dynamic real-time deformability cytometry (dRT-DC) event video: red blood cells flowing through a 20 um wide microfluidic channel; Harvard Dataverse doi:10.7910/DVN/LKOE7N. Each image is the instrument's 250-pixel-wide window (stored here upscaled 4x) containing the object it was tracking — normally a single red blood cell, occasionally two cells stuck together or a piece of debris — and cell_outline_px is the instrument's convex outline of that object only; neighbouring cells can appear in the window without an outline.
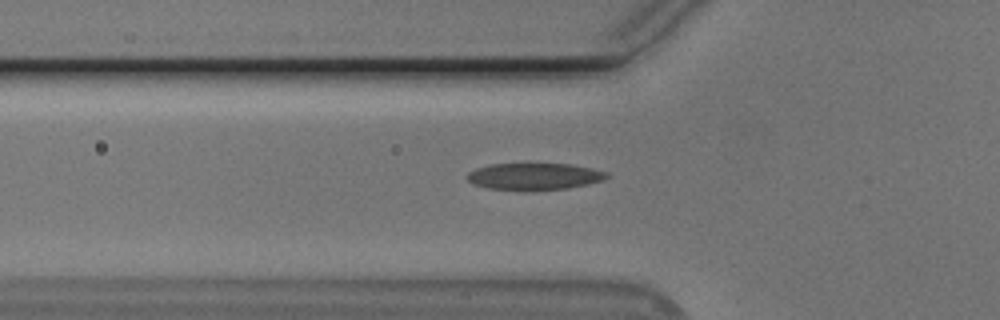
{"species": "Egyptian fruit bat (a non-hibernating species)", "species_latin": "Rousettus aegyptiacus", "temperature_condition": "cold", "stored_images_in_passage": 46, "camera_frame_rate_fps": 3000, "um_per_image_px": 0.085, "animal": {"sex": "male"}, "frame": {"image": 1, "passage_image": 16, "time_ms": 5.0, "image_size_px": [1000, 320], "cell_outline_px": [[608, 176], [600, 180], [588, 184], [568, 188], [532, 192], [528, 192], [488, 188], [472, 184], [464, 176], [468, 172], [476, 168], [488, 164], [572, 164], [592, 168], [608, 172]], "centroid_in_image_um": [45.36, 15.02], "position_along_channel_um": 80.4, "area_um2": 22.31}}
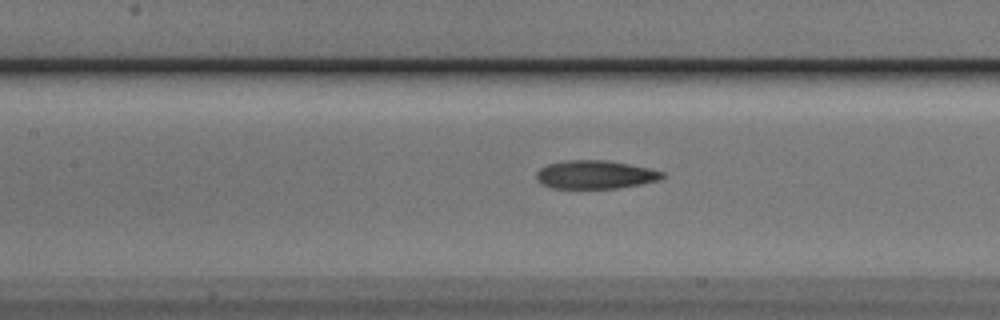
{"frame": {"image": 2, "passage_image": 22, "time_ms": 7.0, "image_size_px": [1000, 320], "cell_outline_px": [[668, 176], [660, 180], [640, 184], [616, 188], [552, 188], [540, 184], [536, 180], [536, 172], [540, 168], [548, 164], [568, 160], [604, 160], [628, 164], [648, 168], [664, 172]], "centroid_in_image_um": [50.59, 14.85], "position_along_channel_um": 156.8, "area_um2": 20.87}}
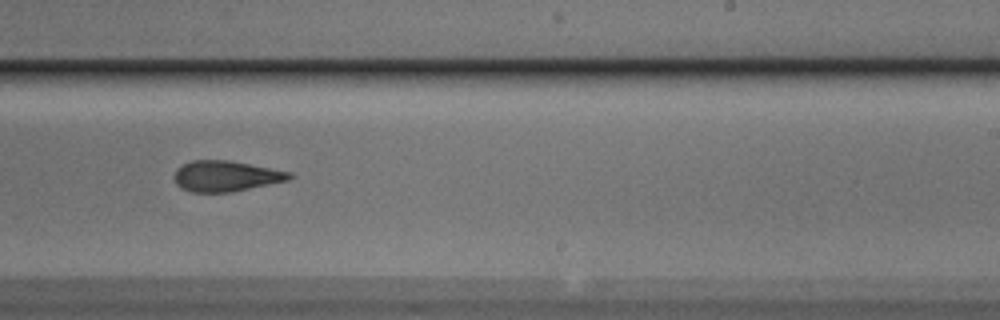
{"frame": {"image": 3, "passage_image": 31, "time_ms": 10.0, "image_size_px": [1000, 320], "cell_outline_px": [[292, 176], [288, 180], [232, 192], [192, 192], [180, 188], [176, 184], [172, 176], [176, 168], [192, 160], [228, 160], [292, 172]], "centroid_in_image_um": [19.14, 14.97], "position_along_channel_um": 269.9, "area_um2": 20.63}, "authors_computed_cell_mechanics": {"area_um2": 21.1548, "velocity_mm_per_s": 3.7808, "shape_relaxation_time_tau1_ms": 4.6308, "shape_relaxation_time_tau2_ms": 1.8458, "deformation_change_tau1": 0.1572, "deformation_change_tau2": 0.097}}